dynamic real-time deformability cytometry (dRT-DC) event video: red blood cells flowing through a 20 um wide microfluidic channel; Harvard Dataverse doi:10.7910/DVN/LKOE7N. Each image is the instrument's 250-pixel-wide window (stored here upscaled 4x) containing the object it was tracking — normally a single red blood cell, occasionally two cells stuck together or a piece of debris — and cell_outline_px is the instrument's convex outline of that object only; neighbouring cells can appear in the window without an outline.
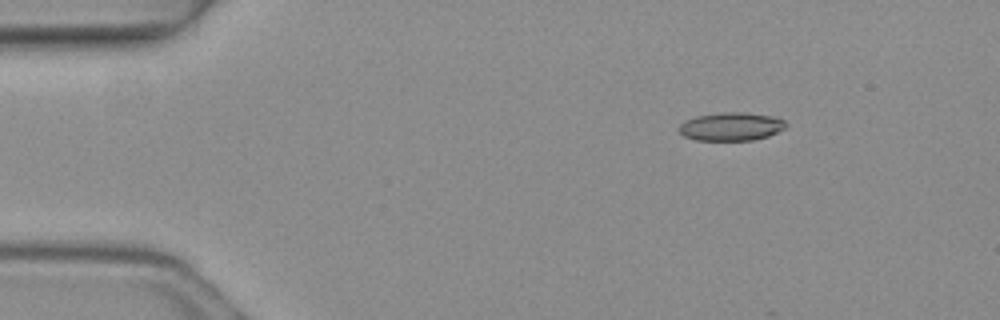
{"species": "common noctule bat (a hibernating species)", "species_latin": "Nyctalus noctula", "temperature_condition": "warm", "stored_images_in_passage": 4, "camera_frame_rate_fps": 3000, "um_per_image_px": 0.085, "animal": {"sex": "female", "body_mass_g": 19.3, "forearm_length_mm": 54.1}, "frame": {"image": 1, "passage_image": 2, "time_ms": 0.333, "image_size_px": [1000, 320], "cell_outline_px": [[788, 124], [784, 128], [768, 136], [752, 140], [696, 140], [684, 136], [680, 132], [680, 124], [684, 120], [696, 116], [720, 112], [748, 112], [772, 116], [784, 120]], "centroid_in_image_um": [62.15, 10.74], "position_along_channel_um": 22.9, "area_um2": 17.63}}